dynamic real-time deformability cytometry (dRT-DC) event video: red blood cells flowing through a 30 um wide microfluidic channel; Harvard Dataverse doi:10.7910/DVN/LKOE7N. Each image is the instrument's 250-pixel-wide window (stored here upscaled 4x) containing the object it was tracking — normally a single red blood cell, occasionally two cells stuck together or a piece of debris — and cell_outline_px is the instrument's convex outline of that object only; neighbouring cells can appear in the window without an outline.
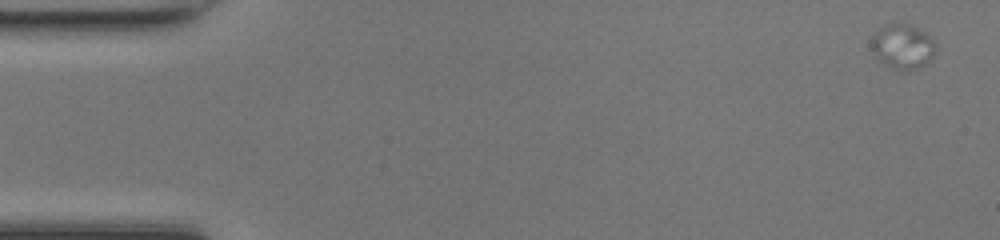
{"species": "common noctule bat (a hibernating species)", "species_latin": "Nyctalus noctula", "temperature_condition": "room temperature", "stored_images_in_passage": 22, "camera_frame_rate_fps": 3000, "um_per_image_px": 0.085, "animal": {"sex": "female", "body_mass_g": 17.0, "forearm_length_mm": 48.0}, "frame": {"image": 1, "passage_image": 1, "time_ms": 0.0, "image_size_px": [1000, 240], "cell_outline_px": [[932, 56], [924, 64], [916, 68], [896, 68], [880, 60], [876, 56], [868, 44], [872, 36], [880, 28], [888, 24], [912, 24], [920, 28], [932, 36]], "centroid_in_image_um": [76.68, 3.88], "position_along_channel_um": 8.3, "area_um2": 16.13}}
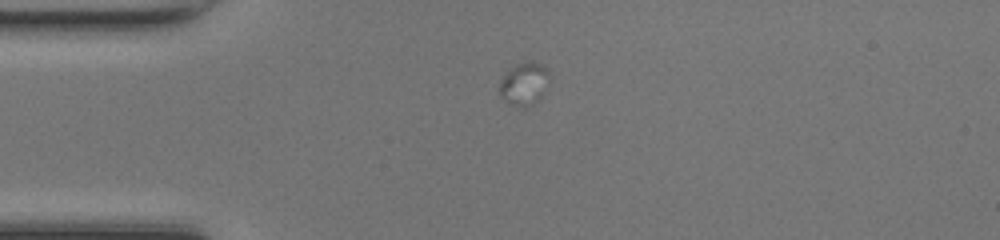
{"frame": {"image": 2, "passage_image": 13, "time_ms": 4.0, "image_size_px": [1000, 240], "cell_outline_px": [[548, 76], [540, 96], [528, 104], [512, 104], [500, 96], [500, 80], [516, 64], [540, 64], [548, 68]], "centroid_in_image_um": [44.51, 7.09], "position_along_channel_um": 40.5, "area_um2": 11.1}}
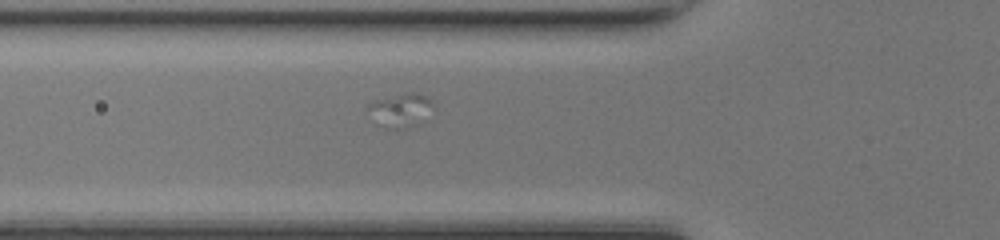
{"frame": {"image": 3, "passage_image": 19, "time_ms": 6.0, "image_size_px": [1000, 240], "cell_outline_px": [[436, 104], [416, 124], [408, 128], [384, 128], [376, 124], [364, 108], [368, 104], [376, 100], [408, 92], [420, 92], [428, 96]], "centroid_in_image_um": [34.0, 9.34], "position_along_channel_um": 91.8, "area_um2": 12.95}}